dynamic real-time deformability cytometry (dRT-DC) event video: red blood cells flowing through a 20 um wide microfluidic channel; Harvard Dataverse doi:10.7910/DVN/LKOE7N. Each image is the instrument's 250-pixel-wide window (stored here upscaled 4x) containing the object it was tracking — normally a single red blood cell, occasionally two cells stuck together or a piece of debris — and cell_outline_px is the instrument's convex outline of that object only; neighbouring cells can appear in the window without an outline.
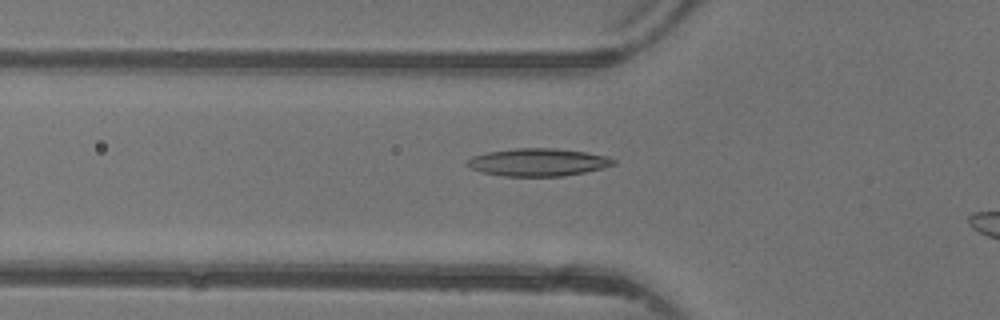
{"species": "common noctule bat (a hibernating species)", "species_latin": "Nyctalus noctula", "temperature_condition": "warm", "stored_images_in_passage": 42, "camera_frame_rate_fps": 3000, "um_per_image_px": 0.085, "animal": {"sex": "female"}, "frame": {"image": 1, "passage_image": 17, "time_ms": 5.333, "image_size_px": [1000, 320], "cell_outline_px": [[616, 164], [584, 172], [564, 176], [504, 176], [484, 172], [472, 168], [464, 164], [472, 156], [488, 152], [516, 148], [552, 148], [584, 152], [608, 156], [616, 160]], "centroid_in_image_um": [45.74, 13.79], "position_along_channel_um": 80.1, "area_um2": 23.35}}
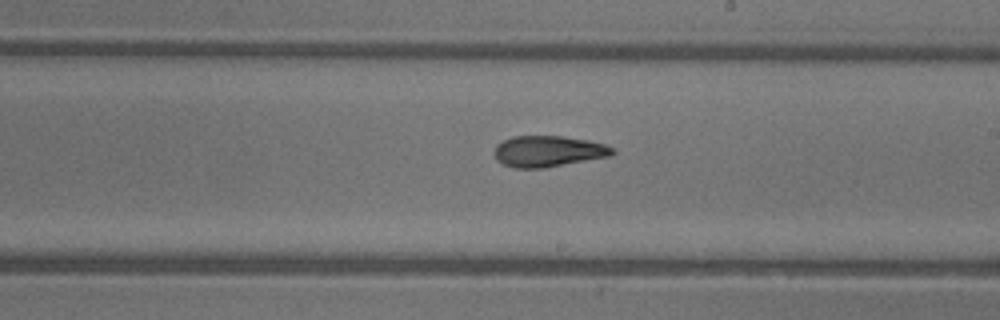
{"frame": {"image": 2, "passage_image": 28, "time_ms": 9.0, "image_size_px": [1000, 320], "cell_outline_px": [[616, 152], [612, 156], [544, 168], [516, 168], [504, 164], [496, 160], [492, 152], [496, 144], [512, 136], [564, 136], [588, 140], [604, 144], [616, 148]], "centroid_in_image_um": [46.61, 12.86], "position_along_channel_um": 242.4, "area_um2": 21.73}}
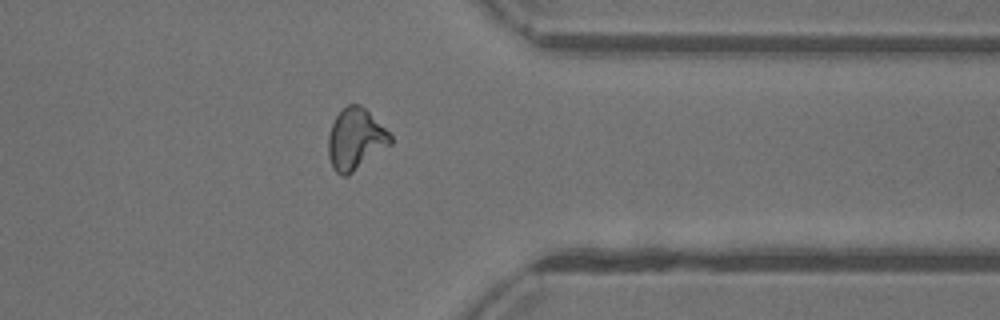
{"frame": {"image": 3, "passage_image": 38, "time_ms": 12.333, "image_size_px": [1000, 320], "cell_outline_px": [[392, 144], [348, 176], [340, 176], [332, 168], [328, 156], [328, 136], [332, 124], [336, 116], [348, 104], [360, 104], [392, 136]], "centroid_in_image_um": [30.2, 11.87], "position_along_channel_um": 381.2, "area_um2": 22.14}}